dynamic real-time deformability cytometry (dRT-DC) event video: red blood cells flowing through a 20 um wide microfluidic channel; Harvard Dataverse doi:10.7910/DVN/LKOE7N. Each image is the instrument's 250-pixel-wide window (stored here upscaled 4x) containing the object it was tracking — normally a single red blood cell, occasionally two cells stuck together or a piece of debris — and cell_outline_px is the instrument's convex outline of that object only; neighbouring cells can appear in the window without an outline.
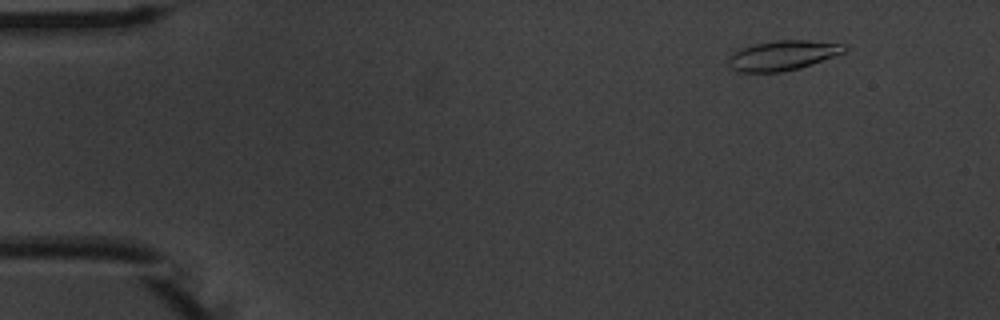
{"species": "common noctule bat (a hibernating species)", "species_latin": "Nyctalus noctula", "temperature_condition": "warm", "stored_images_in_passage": 54, "camera_frame_rate_fps": 3000, "um_per_image_px": 0.085, "animal": {"sex": "male", "body_mass_g": 20.1, "forearm_length_mm": 53.5}, "frame": {"image": 1, "passage_image": 6, "time_ms": 1.667, "image_size_px": [1000, 320], "cell_outline_px": [[848, 48], [844, 52], [812, 64], [800, 68], [780, 72], [736, 72], [728, 64], [728, 56], [732, 52], [740, 48], [756, 44], [776, 40], [808, 40], [848, 44]], "centroid_in_image_um": [66.52, 4.7], "position_along_channel_um": 18.5, "area_um2": 20.29}}
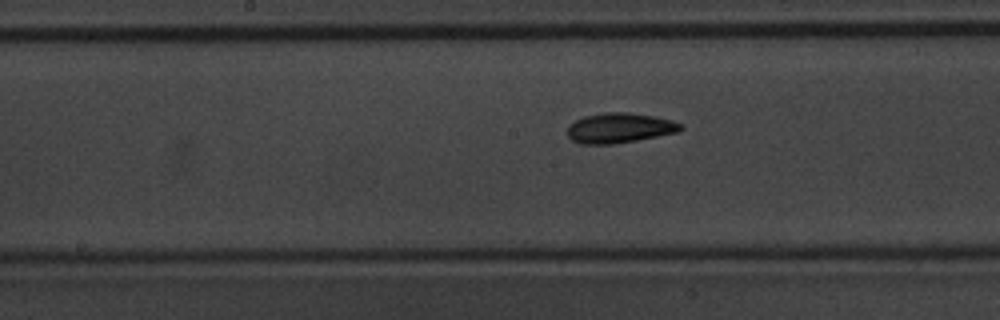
{"frame": {"image": 2, "passage_image": 28, "time_ms": 9.0, "image_size_px": [1000, 320], "cell_outline_px": [[684, 128], [676, 132], [636, 140], [612, 144], [580, 144], [572, 140], [568, 136], [568, 124], [584, 116], [604, 112], [628, 112], [652, 116], [672, 120], [680, 124]], "centroid_in_image_um": [52.61, 10.87], "position_along_channel_um": 195.6, "area_um2": 19.65}}
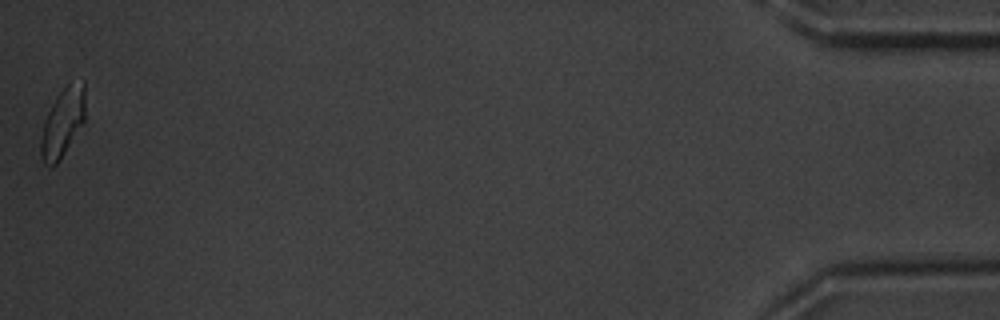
{"frame": {"image": 3, "passage_image": 54, "time_ms": 17.667, "image_size_px": [1000, 320], "cell_outline_px": [[84, 124], [56, 164], [52, 168], [48, 168], [40, 160], [40, 140], [44, 120], [56, 96], [68, 84], [84, 80]], "centroid_in_image_um": [5.3, 10.48], "position_along_channel_um": 429.9, "area_um2": 17.86}, "authors_computed_cell_mechanics": {"area_um2": 19.1896, "velocity_mm_per_s": 3.7575, "shape_relaxation_time_tau1_ms": 3.3101, "shape_relaxation_time_tau2_ms": 4.2069, "deformation_change_tau1": 0.1368, "deformation_change_tau2": 0.1031}}